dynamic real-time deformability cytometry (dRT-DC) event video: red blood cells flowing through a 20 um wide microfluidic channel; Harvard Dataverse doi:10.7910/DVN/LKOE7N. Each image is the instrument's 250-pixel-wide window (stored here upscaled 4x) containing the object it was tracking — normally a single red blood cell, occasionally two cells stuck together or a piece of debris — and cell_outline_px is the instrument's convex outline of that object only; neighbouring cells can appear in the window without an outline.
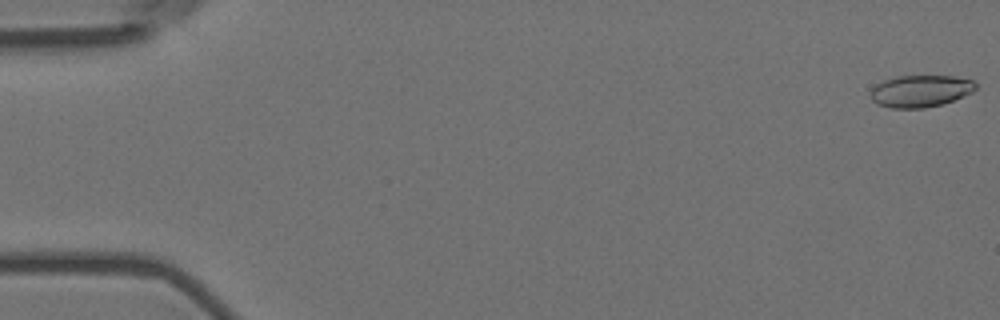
{"species": "Egyptian fruit bat (a non-hibernating species)", "species_latin": "Rousettus aegyptiacus", "temperature_condition": "room temperature", "stored_images_in_passage": 6, "camera_frame_rate_fps": 3000, "um_per_image_px": 0.085, "animal": {"sex": "female"}, "frame": {"image": 1, "passage_image": 1, "time_ms": 0.0, "image_size_px": [1000, 320], "cell_outline_px": [[976, 88], [972, 92], [964, 96], [944, 104], [924, 108], [892, 108], [876, 104], [872, 100], [872, 88], [876, 84], [884, 80], [900, 76], [952, 76], [972, 80], [976, 84]], "centroid_in_image_um": [78.25, 7.75], "position_along_channel_um": 6.7, "area_um2": 19.54}}
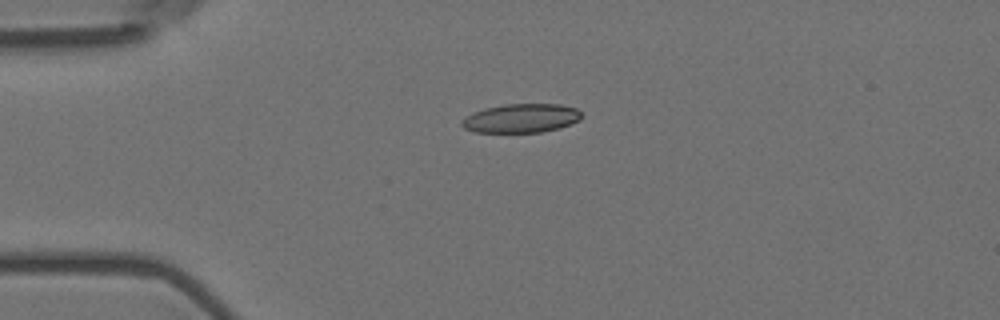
{"frame": {"image": 2, "passage_image": 4, "time_ms": 1.0, "image_size_px": [1000, 320], "cell_outline_px": [[580, 120], [572, 124], [560, 128], [540, 132], [476, 132], [464, 128], [460, 124], [460, 120], [472, 112], [484, 108], [504, 104], [560, 104], [576, 108], [580, 112]], "centroid_in_image_um": [44.28, 10.05], "position_along_channel_um": 40.7, "area_um2": 20.29}}
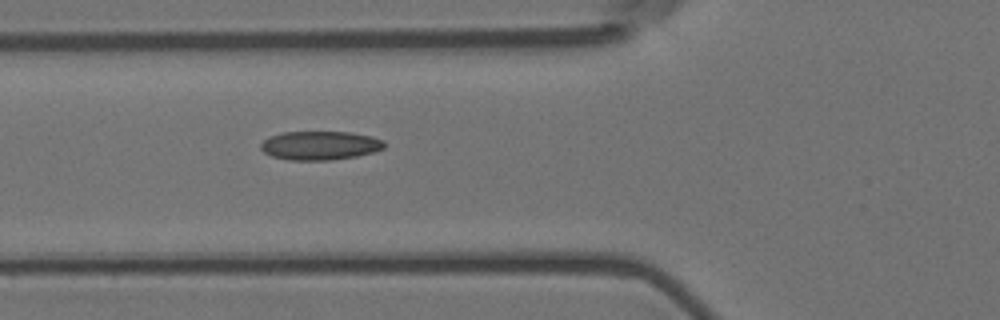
{"frame": {"image": 3, "passage_image": 6, "time_ms": 1.667, "image_size_px": [1000, 320], "cell_outline_px": [[384, 148], [372, 152], [356, 156], [328, 160], [288, 160], [272, 156], [264, 152], [260, 148], [260, 144], [268, 136], [284, 132], [348, 132], [372, 136], [384, 140]], "centroid_in_image_um": [27.17, 12.36], "position_along_channel_um": 98.6, "area_um2": 20.69}}